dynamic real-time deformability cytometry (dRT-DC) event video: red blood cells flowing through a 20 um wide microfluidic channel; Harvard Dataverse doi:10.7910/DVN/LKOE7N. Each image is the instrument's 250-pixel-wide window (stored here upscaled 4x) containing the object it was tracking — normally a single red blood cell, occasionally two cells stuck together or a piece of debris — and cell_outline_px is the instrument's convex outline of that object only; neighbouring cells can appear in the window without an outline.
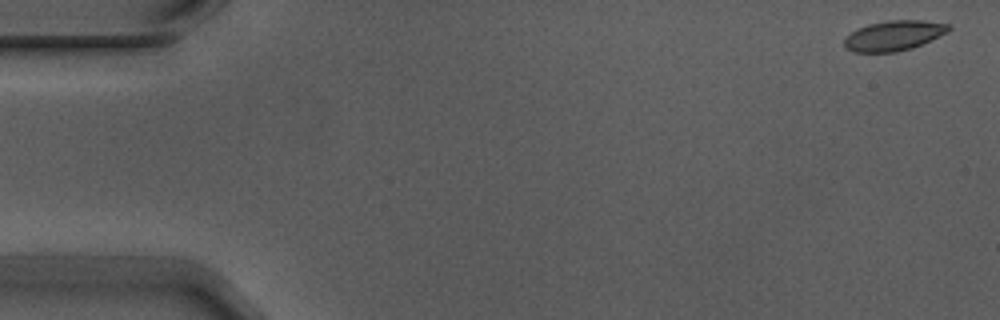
{"species": "Egyptian fruit bat (a non-hibernating species)", "species_latin": "Rousettus aegyptiacus", "temperature_condition": "warm", "stored_images_in_passage": 4, "camera_frame_rate_fps": 3000, "um_per_image_px": 0.085, "animal": {"sex": "male"}, "frame": {"image": 1, "passage_image": 1, "time_ms": 0.0, "image_size_px": [1000, 320], "cell_outline_px": [[952, 28], [948, 32], [912, 48], [896, 52], [852, 52], [844, 48], [844, 40], [856, 28], [868, 24], [888, 20], [924, 20], [952, 24]], "centroid_in_image_um": [75.99, 3.02], "position_along_channel_um": 9.0, "area_um2": 18.44}}